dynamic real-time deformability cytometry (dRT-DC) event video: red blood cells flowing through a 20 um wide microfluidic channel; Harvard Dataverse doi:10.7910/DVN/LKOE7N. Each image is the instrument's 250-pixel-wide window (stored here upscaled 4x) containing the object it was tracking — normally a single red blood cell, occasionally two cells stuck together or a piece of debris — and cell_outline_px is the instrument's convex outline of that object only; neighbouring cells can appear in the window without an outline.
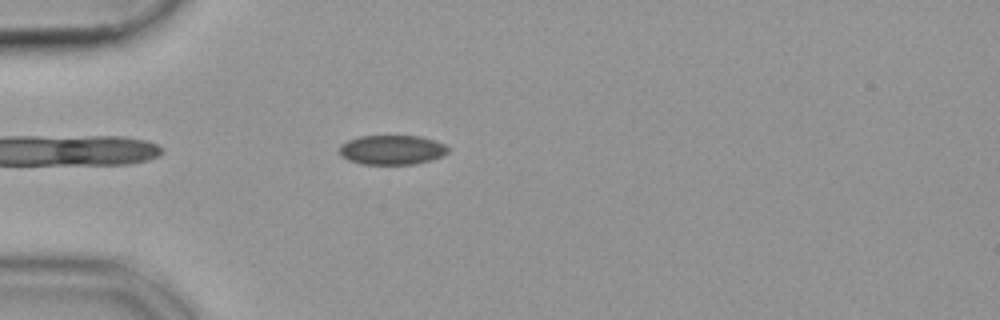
{"species": "common noctule bat (a hibernating species)", "species_latin": "Nyctalus noctula", "temperature_condition": "cold", "stored_images_in_passage": 17, "camera_frame_rate_fps": 3000, "um_per_image_px": 0.085, "animal": {"sex": "female", "body_mass_g": 19.9}, "frame": {"image": 1, "passage_image": 3, "time_ms": 0.667, "image_size_px": [1000, 320], "cell_outline_px": [[448, 152], [444, 156], [432, 160], [416, 164], [360, 164], [348, 160], [340, 156], [340, 144], [348, 140], [360, 136], [420, 136], [444, 144], [448, 148]], "centroid_in_image_um": [33.31, 12.75], "position_along_channel_um": 51.7, "area_um2": 18.79}}
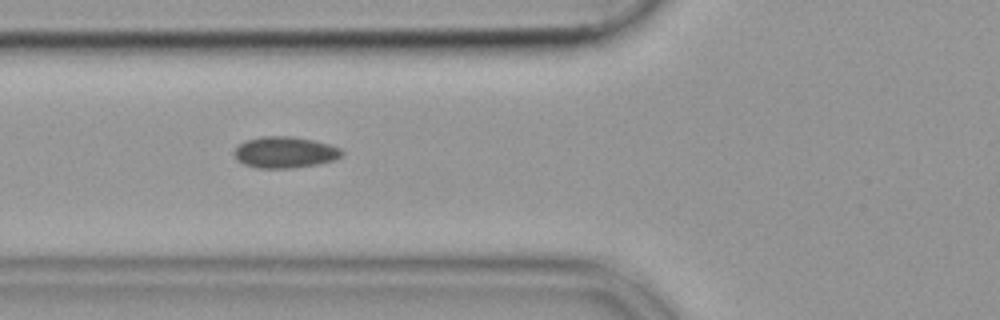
{"frame": {"image": 2, "passage_image": 8, "time_ms": 2.333, "image_size_px": [1000, 320], "cell_outline_px": [[344, 152], [340, 156], [332, 160], [316, 164], [292, 168], [256, 168], [244, 164], [236, 160], [236, 148], [240, 144], [248, 140], [264, 136], [292, 136], [312, 140], [328, 144], [340, 148]], "centroid_in_image_um": [24.21, 12.95], "position_along_channel_um": 101.6, "area_um2": 19.31}}